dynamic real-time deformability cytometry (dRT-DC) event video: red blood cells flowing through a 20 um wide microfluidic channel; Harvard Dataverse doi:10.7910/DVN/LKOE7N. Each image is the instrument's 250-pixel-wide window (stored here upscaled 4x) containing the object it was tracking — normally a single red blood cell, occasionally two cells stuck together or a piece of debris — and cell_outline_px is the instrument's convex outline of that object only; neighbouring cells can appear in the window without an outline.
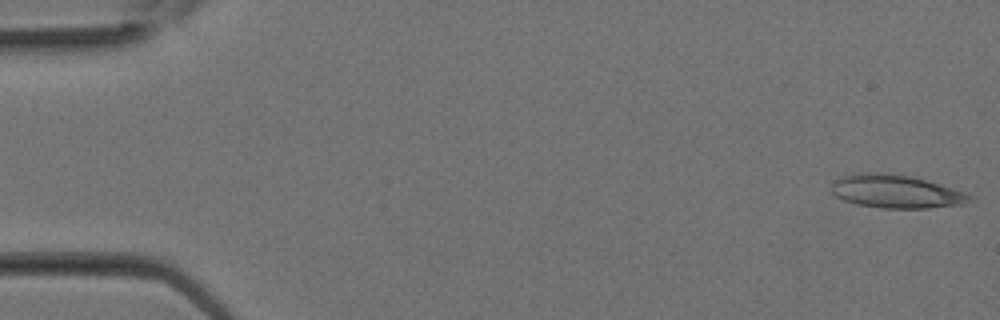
{"species": "Egyptian fruit bat (a non-hibernating species)", "species_latin": "Rousettus aegyptiacus", "temperature_condition": "room temperature", "stored_images_in_passage": 14, "camera_frame_rate_fps": 3000, "um_per_image_px": 0.085, "animal": {"sex": "female"}, "frame": {"image": 1, "passage_image": 1, "time_ms": 0.0, "image_size_px": [1000, 320], "cell_outline_px": [[972, 196], [968, 200], [960, 204], [928, 208], [880, 208], [856, 204], [844, 200], [836, 196], [832, 192], [832, 180], [840, 176], [864, 172], [888, 172], [912, 176]], "centroid_in_image_um": [76.01, 16.26], "position_along_channel_um": 9.0, "area_um2": 26.36}}
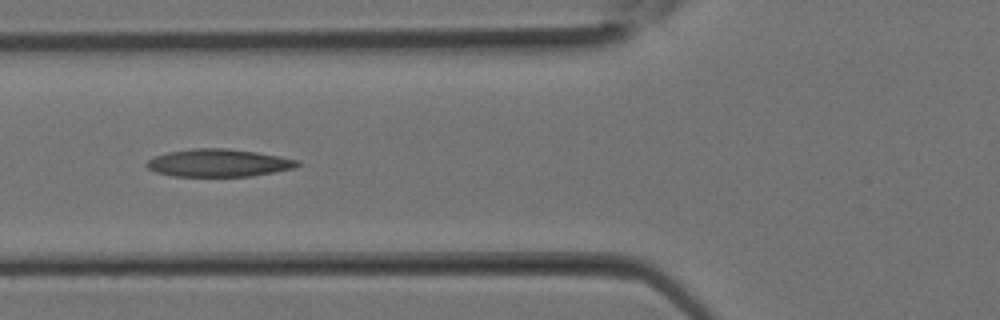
{"frame": {"image": 2, "passage_image": 11, "time_ms": 3.333, "image_size_px": [1000, 320], "cell_outline_px": [[300, 164], [296, 168], [276, 172], [252, 176], [172, 176], [156, 172], [148, 168], [144, 164], [152, 156], [168, 152], [192, 148], [228, 148], [256, 152], [280, 156], [300, 160]], "centroid_in_image_um": [18.59, 13.84], "position_along_channel_um": 107.2, "area_um2": 24.57}}
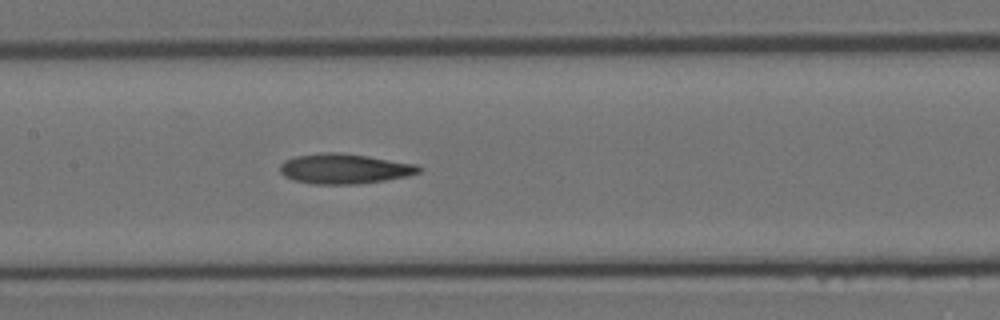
{"frame": {"image": 3, "passage_image": 14, "time_ms": 4.333, "image_size_px": [1000, 320], "cell_outline_px": [[424, 168], [420, 172], [408, 176], [384, 180], [356, 184], [316, 184], [292, 180], [284, 176], [280, 172], [280, 164], [284, 160], [296, 156], [320, 152], [340, 152], [368, 156], [416, 164]], "centroid_in_image_um": [29.26, 14.33], "position_along_channel_um": 178.1, "area_um2": 24.45}}